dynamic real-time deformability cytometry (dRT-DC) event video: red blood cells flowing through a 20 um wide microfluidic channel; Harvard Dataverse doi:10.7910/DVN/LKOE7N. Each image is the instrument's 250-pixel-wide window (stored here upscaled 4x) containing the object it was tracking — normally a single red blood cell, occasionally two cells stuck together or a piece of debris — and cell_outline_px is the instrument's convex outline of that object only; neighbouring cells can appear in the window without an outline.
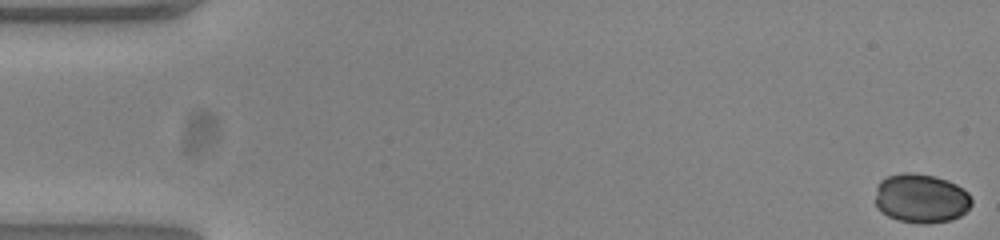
{"species": "common noctule bat (a hibernating species)", "species_latin": "Nyctalus noctula", "temperature_condition": "warm", "stored_images_in_passage": 46, "camera_frame_rate_fps": 3000, "um_per_image_px": 0.085, "animal": {"sex": "female", "body_mass_g": 23.0, "forearm_length_mm": 53.4}, "frame": {"image": 1, "passage_image": 1, "time_ms": 0.0, "image_size_px": [1000, 240], "cell_outline_px": [[972, 204], [960, 216], [952, 220], [928, 224], [924, 224], [900, 220], [888, 216], [880, 212], [876, 208], [876, 188], [880, 180], [888, 176], [904, 172], [912, 172], [936, 176], [948, 180], [956, 184], [968, 192], [972, 200]], "centroid_in_image_um": [78.29, 16.85], "position_along_channel_um": 6.7, "area_um2": 27.86}}
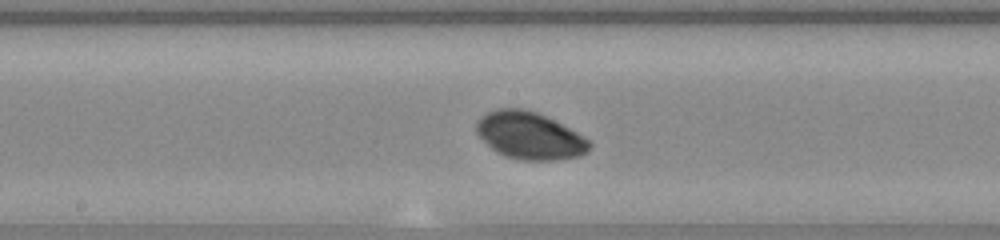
{"frame": {"image": 2, "passage_image": 28, "time_ms": 9.0, "image_size_px": [1000, 240], "cell_outline_px": [[592, 144], [588, 152], [580, 156], [552, 160], [524, 160], [508, 156], [496, 152], [476, 132], [476, 124], [480, 116], [496, 108], [524, 108], [536, 112], [576, 132], [588, 140]], "centroid_in_image_um": [45.01, 11.52], "position_along_channel_um": 203.2, "area_um2": 30.69}}
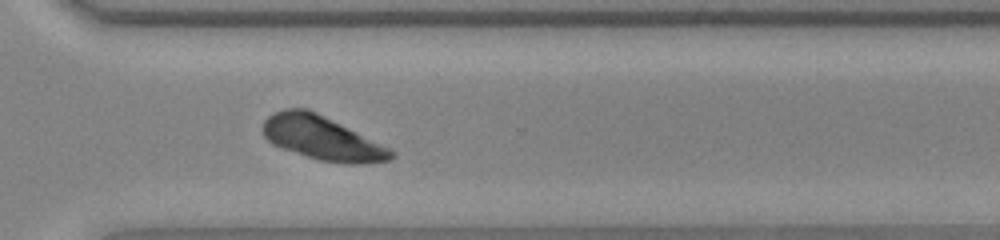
{"frame": {"image": 3, "passage_image": 39, "time_ms": 12.667, "image_size_px": [1000, 240], "cell_outline_px": [[396, 156], [392, 160], [368, 164], [344, 164], [320, 160], [280, 148], [272, 144], [264, 136], [264, 120], [268, 116], [284, 108], [308, 108], [392, 148], [396, 152]], "centroid_in_image_um": [27.45, 11.75], "position_along_channel_um": 343.2, "area_um2": 33.12}}